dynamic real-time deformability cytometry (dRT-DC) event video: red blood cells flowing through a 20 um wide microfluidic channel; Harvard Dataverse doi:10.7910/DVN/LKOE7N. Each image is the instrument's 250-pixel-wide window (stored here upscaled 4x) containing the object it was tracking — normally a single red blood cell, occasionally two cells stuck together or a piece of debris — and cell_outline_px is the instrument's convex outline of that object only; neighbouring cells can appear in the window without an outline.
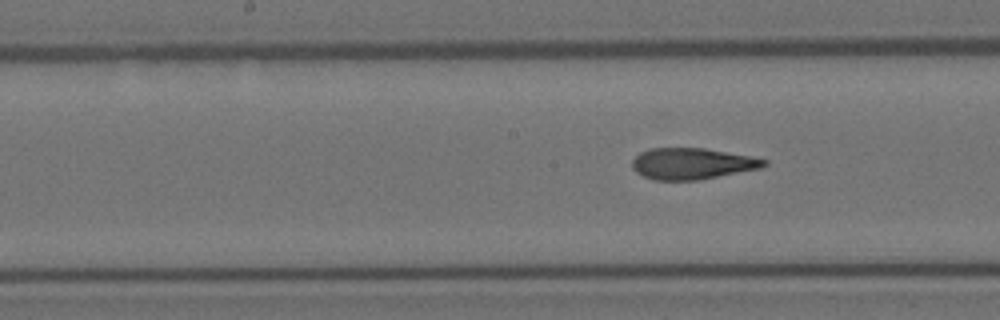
{"species": "Egyptian fruit bat (a non-hibernating species)", "species_latin": "Rousettus aegyptiacus", "temperature_condition": "room temperature", "stored_images_in_passage": 7, "segment_of_instrument_passage": [2, 2], "camera_frame_rate_fps": 3000, "um_per_image_px": 0.085, "animal": {"sex": "female"}, "frame": {"image": 1, "passage_image": 7, "time_ms": 2.0, "image_size_px": [1000, 320], "cell_outline_px": [[768, 164], [760, 168], [700, 180], [652, 180], [636, 172], [632, 168], [632, 160], [640, 152], [648, 148], [704, 148], [748, 156], [768, 160]], "centroid_in_image_um": [58.79, 13.91], "position_along_channel_um": 189.4, "area_um2": 23.99}}